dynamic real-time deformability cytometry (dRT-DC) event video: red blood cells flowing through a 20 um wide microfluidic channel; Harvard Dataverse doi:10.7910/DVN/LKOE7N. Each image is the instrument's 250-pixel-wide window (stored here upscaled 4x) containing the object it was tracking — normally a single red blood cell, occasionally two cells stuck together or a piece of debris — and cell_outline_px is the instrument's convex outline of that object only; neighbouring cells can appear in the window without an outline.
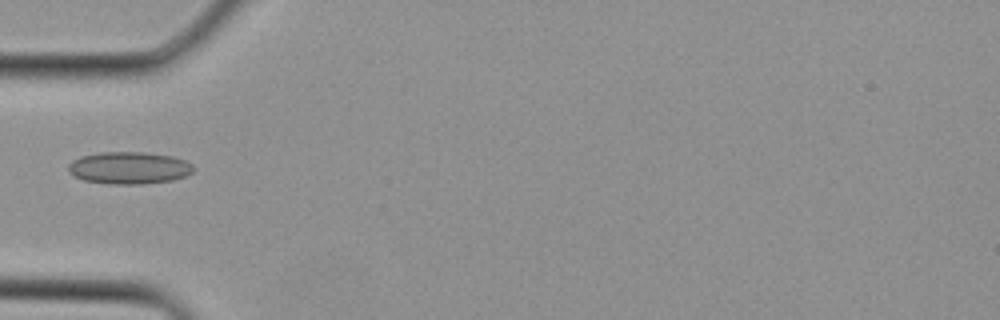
{"species": "Egyptian fruit bat (a non-hibernating species)", "species_latin": "Rousettus aegyptiacus", "temperature_condition": "cold", "stored_images_in_passage": 2, "camera_frame_rate_fps": 3000, "um_per_image_px": 0.085, "animal": {"sex": "female"}, "frame": {"image": 1, "passage_image": 2, "time_ms": 0.333, "image_size_px": [1000, 320], "cell_outline_px": [[196, 168], [188, 176], [172, 180], [140, 184], [108, 184], [84, 180], [68, 172], [68, 164], [72, 160], [80, 156], [100, 152], [144, 152], [172, 156], [184, 160], [192, 164]], "centroid_in_image_um": [10.98, 14.27], "position_along_channel_um": 74.0, "area_um2": 23.64}}